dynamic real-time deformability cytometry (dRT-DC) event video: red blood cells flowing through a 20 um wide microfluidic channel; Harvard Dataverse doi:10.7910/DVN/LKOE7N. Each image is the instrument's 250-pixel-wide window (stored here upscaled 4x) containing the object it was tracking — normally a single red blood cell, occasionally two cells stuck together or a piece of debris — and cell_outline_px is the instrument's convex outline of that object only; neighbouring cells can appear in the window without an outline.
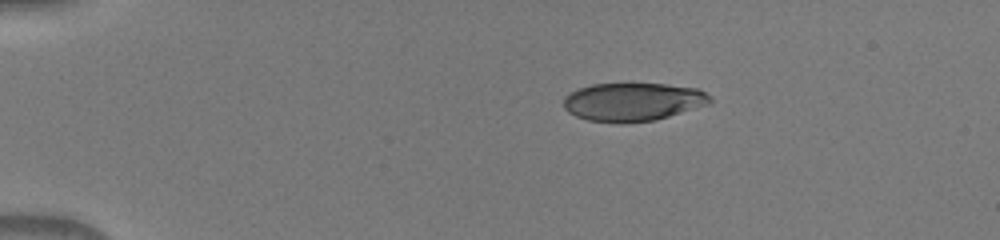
{"species": "human", "species_latin": "Homo sapiens", "temperature_condition": "warm", "stored_images_in_passage": 41, "camera_frame_rate_fps": 3000, "um_per_image_px": 0.085, "donor": {"sex": "male"}, "frame": {"image": 1, "passage_image": 1, "time_ms": 0.0, "image_size_px": [1000, 240], "cell_outline_px": [[712, 100], [708, 104], [656, 120], [620, 124], [588, 120], [576, 116], [568, 112], [564, 108], [564, 96], [580, 88], [592, 84], [668, 84], [696, 88], [712, 96]], "centroid_in_image_um": [53.79, 8.67], "position_along_channel_um": 31.2, "area_um2": 32.71}}
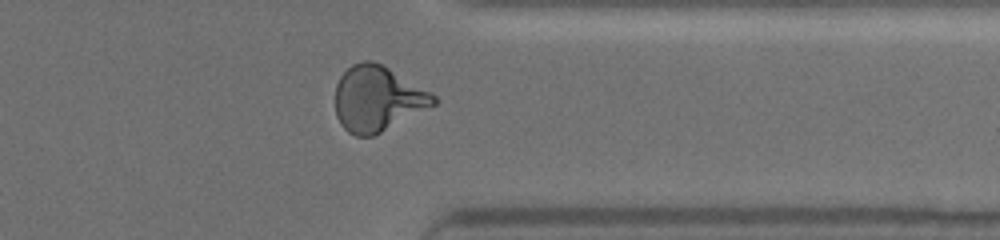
{"frame": {"image": 2, "passage_image": 32, "time_ms": 10.333, "image_size_px": [1000, 240], "cell_outline_px": [[440, 100], [436, 104], [372, 136], [356, 136], [348, 132], [340, 124], [336, 116], [336, 84], [340, 76], [352, 64], [364, 60], [372, 60], [388, 68], [432, 92]], "centroid_in_image_um": [32.08, 8.38], "position_along_channel_um": 379.3, "area_um2": 37.17}}
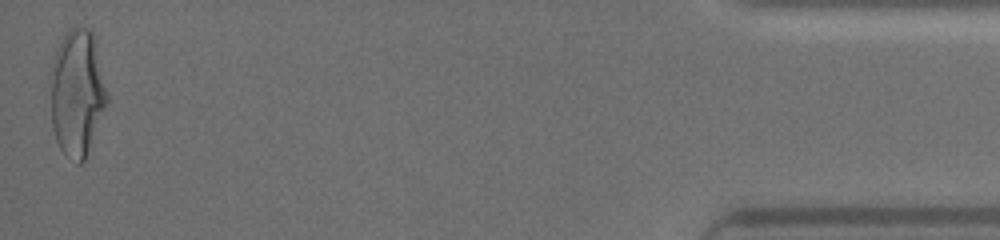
{"frame": {"image": 3, "passage_image": 41, "time_ms": 13.333, "image_size_px": [1000, 240], "cell_outline_px": [[108, 100], [84, 160], [80, 164], [76, 164], [60, 148], [56, 140], [52, 128], [48, 80], [56, 48], [60, 40], [72, 28], [88, 28], [92, 32], [108, 96]], "centroid_in_image_um": [6.5, 7.91], "position_along_channel_um": 428.7, "area_um2": 41.62}}